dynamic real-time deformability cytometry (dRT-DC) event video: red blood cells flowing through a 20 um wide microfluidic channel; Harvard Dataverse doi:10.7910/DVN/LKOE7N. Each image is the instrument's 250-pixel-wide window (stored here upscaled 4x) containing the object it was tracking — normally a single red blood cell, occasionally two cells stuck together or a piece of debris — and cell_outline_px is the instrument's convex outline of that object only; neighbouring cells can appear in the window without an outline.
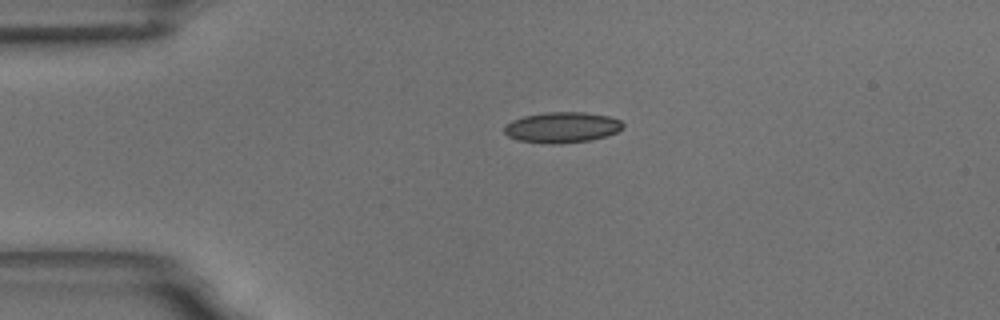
{"species": "common noctule bat (a hibernating species)", "species_latin": "Nyctalus noctula", "temperature_condition": "room temperature", "stored_images_in_passage": 3, "camera_frame_rate_fps": 3000, "um_per_image_px": 0.085, "animal": {"sex": "male", "body_mass_g": 18.8}, "frame": {"image": 1, "passage_image": 1, "time_ms": 0.0, "image_size_px": [1000, 320], "cell_outline_px": [[624, 124], [616, 132], [592, 140], [552, 144], [516, 140], [508, 136], [504, 132], [504, 128], [512, 120], [524, 116], [544, 112], [584, 112], [608, 116], [620, 120]], "centroid_in_image_um": [47.75, 10.82], "position_along_channel_um": 37.3, "area_um2": 21.04}}
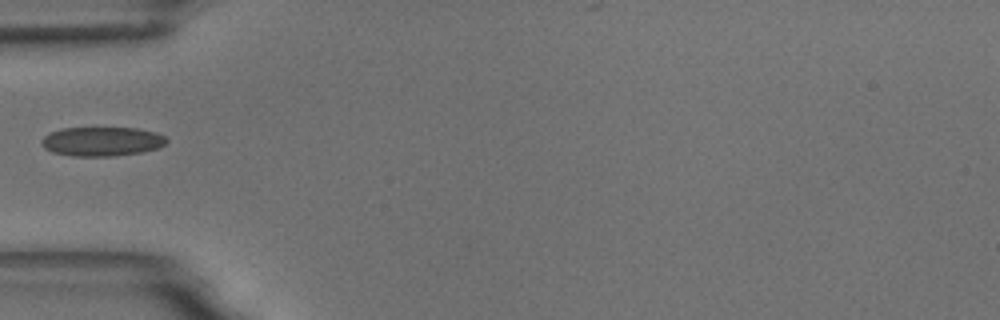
{"frame": {"image": 2, "passage_image": 2, "time_ms": 2.0, "image_size_px": [1000, 320], "cell_outline_px": [[168, 140], [160, 148], [140, 152], [112, 156], [72, 156], [52, 152], [44, 148], [40, 144], [40, 140], [48, 132], [60, 128], [136, 128], [156, 132], [164, 136]], "centroid_in_image_um": [8.62, 12.02], "position_along_channel_um": 76.4, "area_um2": 21.44}}